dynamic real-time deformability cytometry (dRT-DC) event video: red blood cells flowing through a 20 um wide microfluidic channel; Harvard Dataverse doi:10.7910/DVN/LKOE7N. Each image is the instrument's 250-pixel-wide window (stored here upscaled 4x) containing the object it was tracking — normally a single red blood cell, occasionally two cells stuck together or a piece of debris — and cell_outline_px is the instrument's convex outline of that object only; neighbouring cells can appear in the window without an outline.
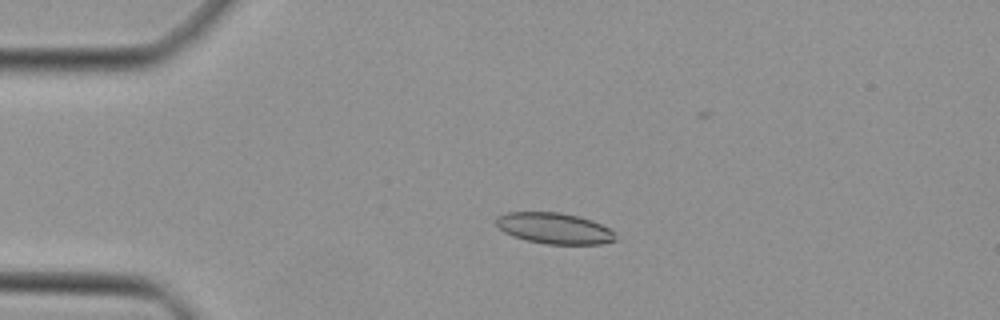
{"species": "Egyptian fruit bat (a non-hibernating species)", "species_latin": "Rousettus aegyptiacus", "temperature_condition": "cold", "stored_images_in_passage": 48, "camera_frame_rate_fps": 3000, "um_per_image_px": 0.085, "animal": {"sex": "female"}, "frame": {"image": 1, "passage_image": 11, "time_ms": 3.333, "image_size_px": [1000, 320], "cell_outline_px": [[620, 240], [600, 244], [548, 244], [528, 240], [512, 236], [504, 232], [496, 224], [496, 216], [508, 212], [560, 212], [580, 216], [592, 220], [616, 232]], "centroid_in_image_um": [47.17, 19.4], "position_along_channel_um": 37.8, "area_um2": 21.79}}
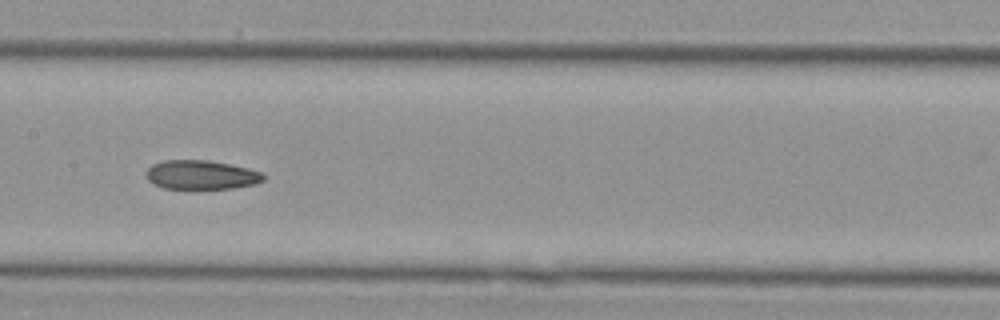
{"frame": {"image": 2, "passage_image": 24, "time_ms": 7.667, "image_size_px": [1000, 320], "cell_outline_px": [[264, 180], [256, 184], [232, 188], [196, 192], [192, 192], [164, 188], [152, 184], [144, 176], [144, 172], [152, 164], [164, 160], [208, 160], [248, 168], [264, 172]], "centroid_in_image_um": [17.06, 14.92], "position_along_channel_um": 190.3, "area_um2": 21.04}}
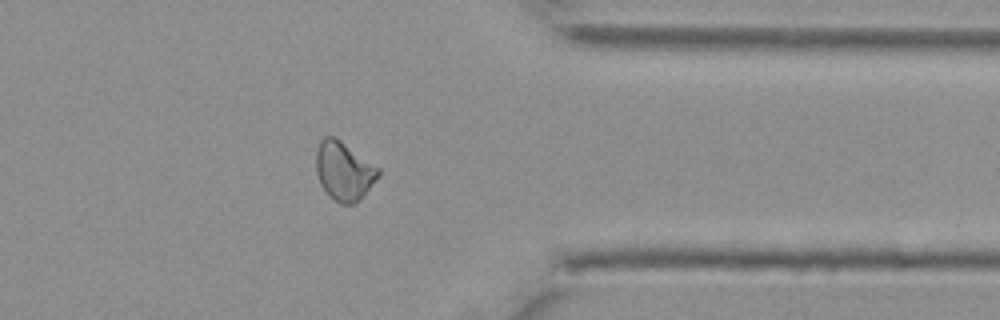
{"frame": {"image": 3, "passage_image": 38, "time_ms": 12.333, "image_size_px": [1000, 320], "cell_outline_px": [[380, 176], [356, 204], [340, 204], [332, 200], [328, 196], [320, 184], [316, 172], [316, 148], [320, 140], [324, 136], [332, 136], [340, 140], [380, 168]], "centroid_in_image_um": [29.22, 14.56], "position_along_channel_um": 382.2, "area_um2": 21.56}}